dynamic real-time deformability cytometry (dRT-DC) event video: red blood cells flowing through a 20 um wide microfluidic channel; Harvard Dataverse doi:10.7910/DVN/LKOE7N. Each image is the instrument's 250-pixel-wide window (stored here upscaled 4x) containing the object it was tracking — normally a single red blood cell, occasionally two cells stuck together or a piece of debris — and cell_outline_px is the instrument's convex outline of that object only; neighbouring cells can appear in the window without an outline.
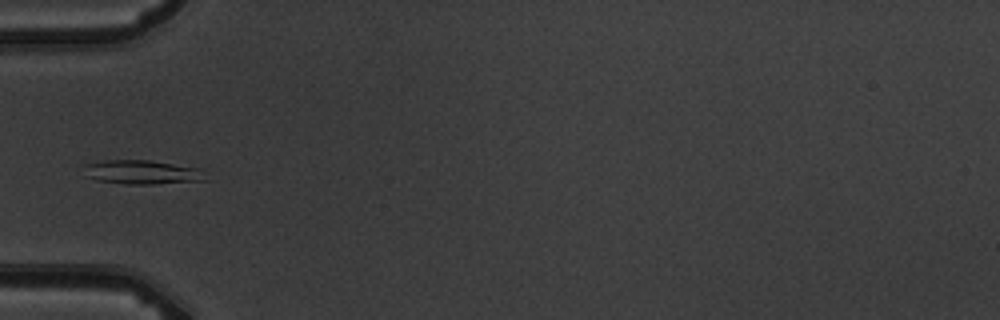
{"species": "common noctule bat (a hibernating species)", "species_latin": "Nyctalus noctula", "temperature_condition": "warm", "stored_images_in_passage": 9, "camera_frame_rate_fps": 3000, "um_per_image_px": 0.085, "animal": {"sex": "male", "body_mass_g": 19.5, "forearm_length_mm": 54.6}, "frame": {"image": 1, "passage_image": 6, "time_ms": 5.667, "image_size_px": [1000, 320], "cell_outline_px": [[208, 180], [152, 184], [124, 184], [96, 180], [88, 176], [84, 164], [104, 160], [148, 160], [200, 168]], "centroid_in_image_um": [12.1, 14.63], "position_along_channel_um": 72.9, "area_um2": 16.94}}
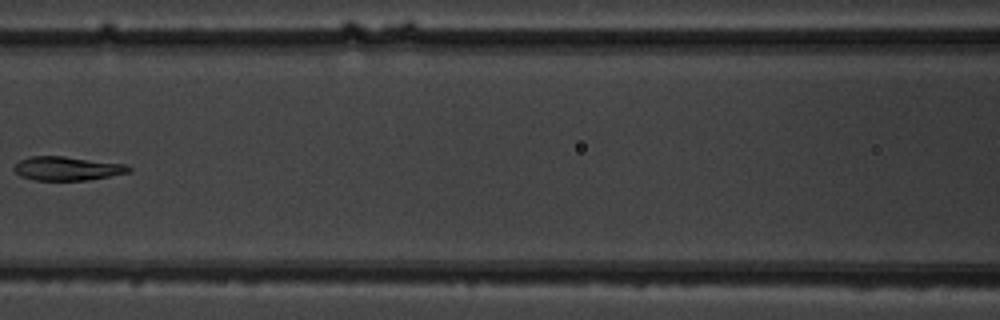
{"frame": {"image": 2, "passage_image": 8, "time_ms": 8.0, "image_size_px": [1000, 320], "cell_outline_px": [[132, 172], [88, 180], [36, 180], [20, 176], [12, 168], [20, 160], [32, 156], [64, 156], [124, 164], [132, 168]], "centroid_in_image_um": [5.72, 14.32], "position_along_channel_um": 160.9, "area_um2": 15.9}}
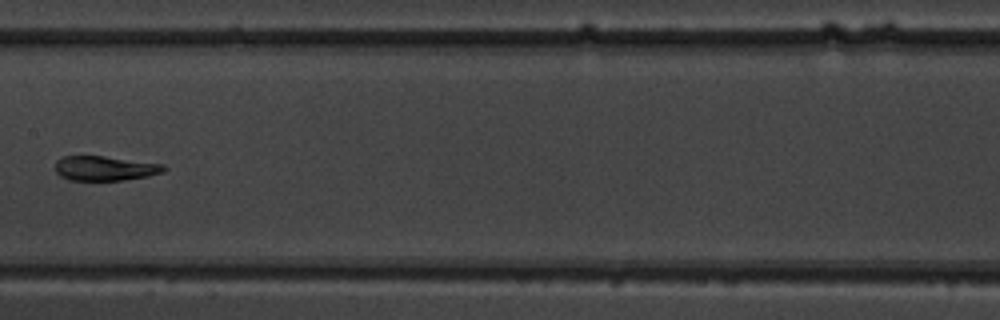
{"frame": {"image": 3, "passage_image": 9, "time_ms": 9.0, "image_size_px": [1000, 320], "cell_outline_px": [[168, 168], [164, 172], [148, 176], [124, 180], [68, 180], [60, 176], [56, 172], [56, 160], [60, 156], [104, 156], [164, 164]], "centroid_in_image_um": [8.93, 14.3], "position_along_channel_um": 198.5, "area_um2": 15.72}}